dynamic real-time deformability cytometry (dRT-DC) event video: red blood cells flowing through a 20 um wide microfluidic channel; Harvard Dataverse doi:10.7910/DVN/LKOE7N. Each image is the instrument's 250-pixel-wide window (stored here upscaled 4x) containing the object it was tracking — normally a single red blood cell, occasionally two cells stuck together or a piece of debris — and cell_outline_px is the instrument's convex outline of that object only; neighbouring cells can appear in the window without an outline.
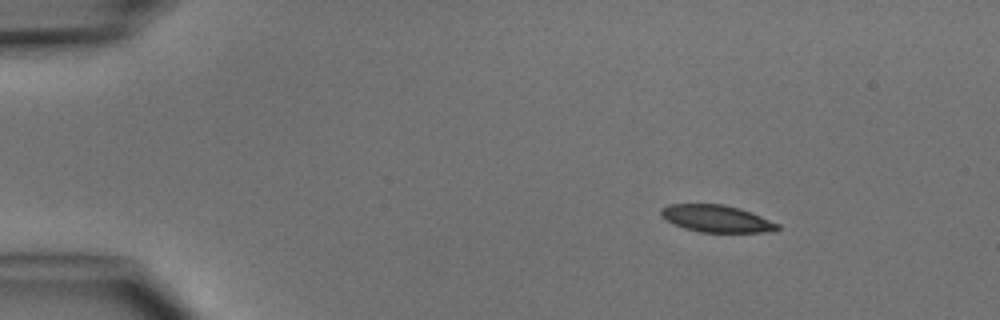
{"species": "common noctule bat (a hibernating species)", "species_latin": "Nyctalus noctula", "temperature_condition": "cold", "stored_images_in_passage": 3, "camera_frame_rate_fps": 3000, "um_per_image_px": 0.085, "animal": {"sex": "male", "body_mass_g": 15.6}, "frame": {"image": 1, "passage_image": 1, "time_ms": 0.0, "image_size_px": [1000, 320], "cell_outline_px": [[780, 228], [764, 232], [700, 232], [684, 228], [660, 216], [660, 208], [668, 204], [724, 204], [740, 208], [780, 224]], "centroid_in_image_um": [60.88, 18.57], "position_along_channel_um": 24.1, "area_um2": 18.26}}